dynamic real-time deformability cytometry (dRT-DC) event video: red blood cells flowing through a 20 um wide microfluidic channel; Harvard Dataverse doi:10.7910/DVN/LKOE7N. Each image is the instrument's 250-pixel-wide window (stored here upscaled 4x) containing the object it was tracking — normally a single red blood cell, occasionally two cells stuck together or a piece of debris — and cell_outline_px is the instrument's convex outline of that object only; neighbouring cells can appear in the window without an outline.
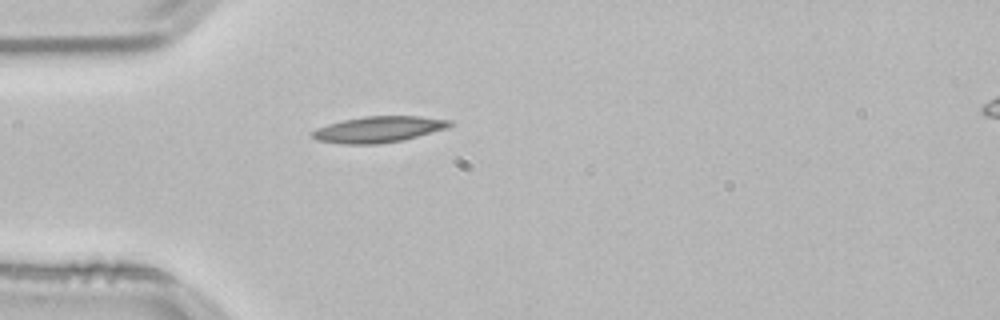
{"species": "common noctule bat (a hibernating species)", "species_latin": "Nyctalus noctula", "temperature_condition": "room temperature", "stored_images_in_passage": 35, "camera_frame_rate_fps": 3000, "um_per_image_px": 0.085, "animal": {"sex": "male", "body_mass_g": 21.5, "forearm_length_mm": 52.0}, "frame": {"image": 1, "passage_image": 1, "time_ms": 0.0, "image_size_px": [1000, 320], "cell_outline_px": [[452, 124], [448, 128], [400, 140], [376, 144], [344, 144], [316, 140], [312, 136], [312, 132], [316, 128], [328, 124], [344, 120], [364, 116], [420, 116], [452, 120]], "centroid_in_image_um": [32.17, 10.99], "position_along_channel_um": 52.8, "area_um2": 20.69}}
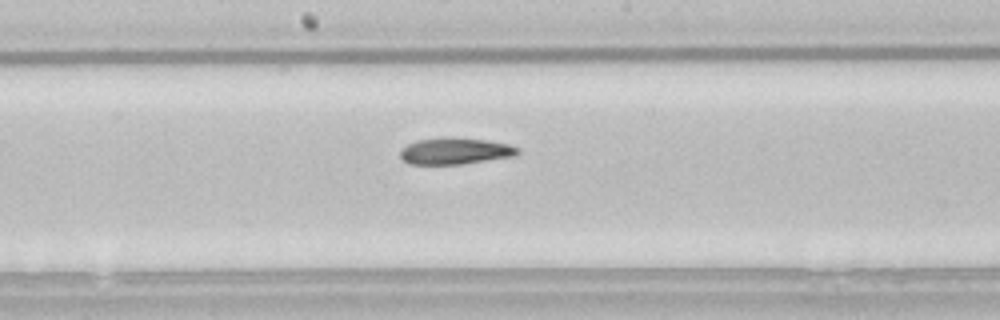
{"frame": {"image": 2, "passage_image": 14, "time_ms": 4.333, "image_size_px": [1000, 320], "cell_outline_px": [[520, 152], [516, 156], [464, 164], [408, 164], [400, 156], [400, 152], [408, 144], [416, 140], [448, 136], [452, 136], [488, 140], [508, 144], [520, 148]], "centroid_in_image_um": [38.73, 12.83], "position_along_channel_um": 209.5, "area_um2": 18.5}}
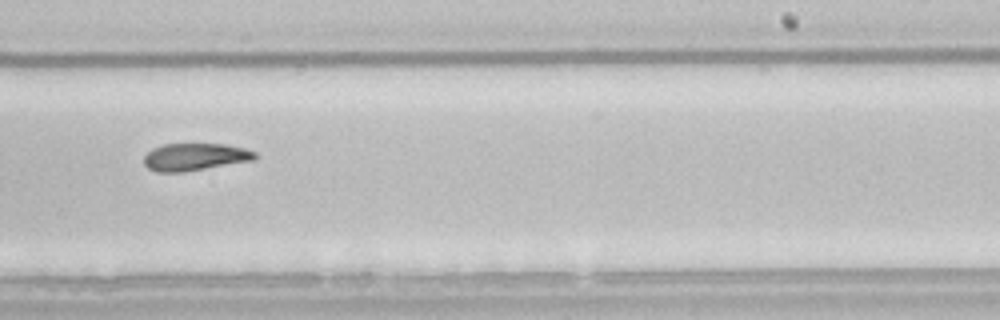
{"frame": {"image": 3, "passage_image": 19, "time_ms": 6.0, "image_size_px": [1000, 320], "cell_outline_px": [[256, 160], [184, 172], [156, 172], [148, 168], [144, 164], [144, 156], [152, 148], [164, 144], [224, 144], [244, 148], [256, 152]], "centroid_in_image_um": [16.57, 13.34], "position_along_channel_um": 272.4, "area_um2": 17.8}, "authors_computed_cell_mechanics": {"area_um2": 18.9584, "velocity_mm_per_s": 3.8038, "shape_relaxation_time_tau1_ms": 8.7277, "shape_relaxation_time_tau2_ms": 5.4481, "deformation_change_tau1": 0.2038, "deformation_change_tau2": 0.1234}}